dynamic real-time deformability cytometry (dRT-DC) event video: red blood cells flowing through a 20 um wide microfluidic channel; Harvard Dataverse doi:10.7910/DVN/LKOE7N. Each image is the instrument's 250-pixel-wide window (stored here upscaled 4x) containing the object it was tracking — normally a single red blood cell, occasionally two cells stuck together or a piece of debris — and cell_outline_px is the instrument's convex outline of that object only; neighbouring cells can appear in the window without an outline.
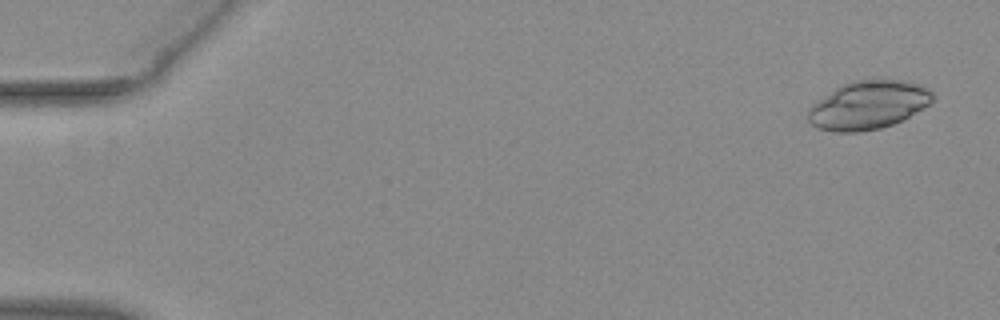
{"species": "common noctule bat (a hibernating species)", "species_latin": "Nyctalus noctula", "temperature_condition": "warm", "stored_images_in_passage": 54, "camera_frame_rate_fps": 3000, "um_per_image_px": 0.085, "animal": {"sex": "female", "body_mass_g": 29.2, "forearm_length_mm": 56.3}, "frame": {"image": 1, "passage_image": 3, "time_ms": 0.667, "image_size_px": [1000, 320], "cell_outline_px": [[936, 96], [924, 108], [904, 120], [880, 128], [860, 132], [836, 132], [820, 128], [812, 124], [808, 120], [808, 108], [816, 100], [836, 88], [852, 80], [872, 76], [876, 76], [904, 80], [920, 84], [932, 88]], "centroid_in_image_um": [73.86, 8.87], "position_along_channel_um": 11.1, "area_um2": 36.18}}